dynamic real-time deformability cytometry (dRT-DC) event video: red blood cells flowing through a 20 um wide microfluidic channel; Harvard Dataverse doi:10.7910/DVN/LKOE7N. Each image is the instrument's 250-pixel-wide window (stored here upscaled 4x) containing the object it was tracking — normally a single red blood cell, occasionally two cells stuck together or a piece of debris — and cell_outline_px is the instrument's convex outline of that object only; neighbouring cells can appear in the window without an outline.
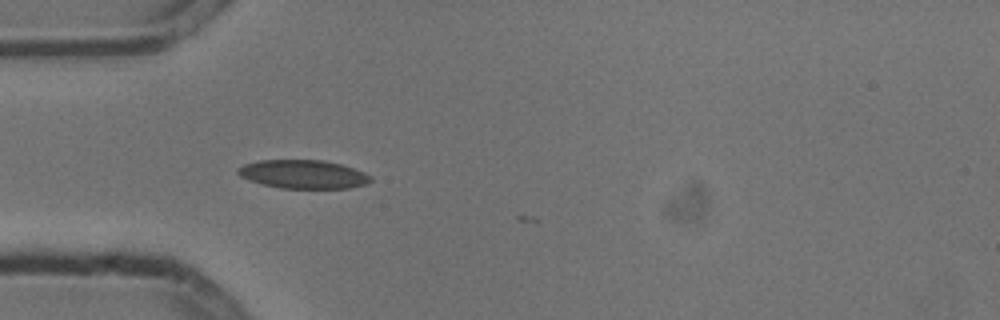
{"species": "common noctule bat (a hibernating species)", "species_latin": "Nyctalus noctula", "temperature_condition": "cold", "stored_images_in_passage": 4, "camera_frame_rate_fps": 3000, "um_per_image_px": 0.085, "animal": {"sex": "male", "body_mass_g": 13.3}, "frame": {"image": 1, "passage_image": 4, "time_ms": 1.0, "image_size_px": [1000, 320], "cell_outline_px": [[372, 180], [368, 184], [348, 188], [280, 188], [260, 184], [240, 176], [236, 172], [236, 168], [244, 164], [260, 160], [324, 160], [340, 164], [364, 172], [372, 176]], "centroid_in_image_um": [25.77, 14.81], "position_along_channel_um": 59.2, "area_um2": 22.2}}